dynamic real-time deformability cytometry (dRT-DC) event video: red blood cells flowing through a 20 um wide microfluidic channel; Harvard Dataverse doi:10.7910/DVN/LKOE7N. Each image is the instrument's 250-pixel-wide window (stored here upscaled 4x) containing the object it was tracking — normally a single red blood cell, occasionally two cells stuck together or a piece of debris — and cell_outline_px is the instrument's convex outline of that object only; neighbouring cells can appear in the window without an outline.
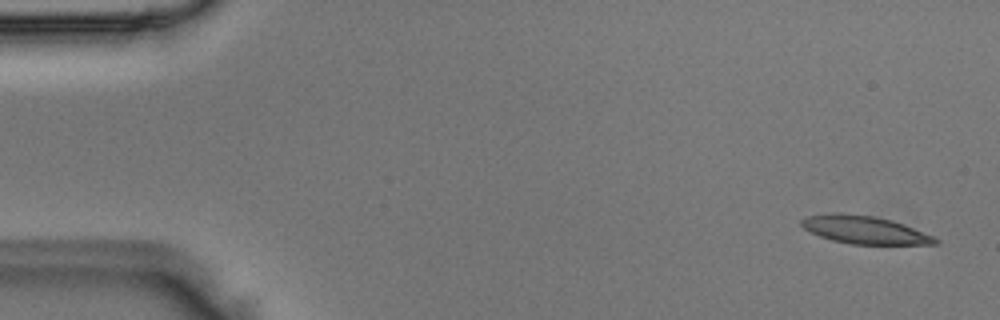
{"species": "Egyptian fruit bat (a non-hibernating species)", "species_latin": "Rousettus aegyptiacus", "temperature_condition": "room temperature", "stored_images_in_passage": 7, "camera_frame_rate_fps": 3000, "um_per_image_px": 0.085, "animal": {"sex": "male"}, "frame": {"image": 1, "passage_image": 1, "time_ms": 0.0, "image_size_px": [1000, 320], "cell_outline_px": [[940, 244], [852, 244], [832, 240], [820, 236], [804, 228], [800, 224], [800, 220], [808, 216], [828, 212], [840, 212], [876, 216], [892, 220], [904, 224], [932, 236], [940, 240]], "centroid_in_image_um": [73.47, 19.52], "position_along_channel_um": 11.5, "area_um2": 21.79}}
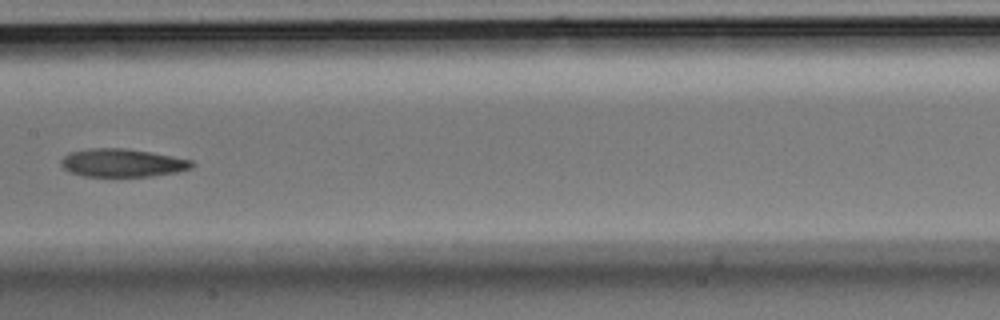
{"frame": {"image": 2, "passage_image": 7, "time_ms": 2.0, "image_size_px": [1000, 320], "cell_outline_px": [[196, 164], [192, 168], [176, 172], [152, 176], [84, 176], [72, 172], [64, 168], [60, 164], [60, 160], [68, 152], [92, 148], [124, 148], [172, 156], [192, 160]], "centroid_in_image_um": [10.4, 13.84], "position_along_channel_um": 197.0, "area_um2": 21.33}}